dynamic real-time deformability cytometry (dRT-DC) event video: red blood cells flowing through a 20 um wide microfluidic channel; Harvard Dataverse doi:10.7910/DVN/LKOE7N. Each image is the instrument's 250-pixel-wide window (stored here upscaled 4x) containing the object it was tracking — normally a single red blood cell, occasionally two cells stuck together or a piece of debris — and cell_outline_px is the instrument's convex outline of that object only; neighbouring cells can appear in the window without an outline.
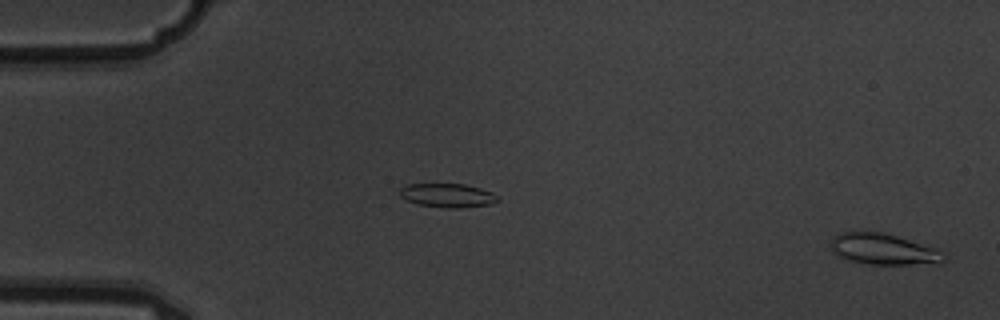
{"species": "common noctule bat (a hibernating species)", "species_latin": "Nyctalus noctula", "temperature_condition": "warm", "stored_images_in_passage": 4, "camera_frame_rate_fps": 3000, "um_per_image_px": 0.085, "animal": {"sex": "male", "body_mass_g": 19.5, "forearm_length_mm": 54.6}, "frame": {"image": 1, "passage_image": 4, "time_ms": 1.0, "image_size_px": [1000, 320], "cell_outline_px": [[944, 260], [940, 264], [868, 264], [848, 260], [840, 256], [832, 248], [832, 236], [840, 232], [884, 232], [936, 248], [940, 252]], "centroid_in_image_um": [75.1, 21.18], "position_along_channel_um": 9.9, "area_um2": 20.17}}